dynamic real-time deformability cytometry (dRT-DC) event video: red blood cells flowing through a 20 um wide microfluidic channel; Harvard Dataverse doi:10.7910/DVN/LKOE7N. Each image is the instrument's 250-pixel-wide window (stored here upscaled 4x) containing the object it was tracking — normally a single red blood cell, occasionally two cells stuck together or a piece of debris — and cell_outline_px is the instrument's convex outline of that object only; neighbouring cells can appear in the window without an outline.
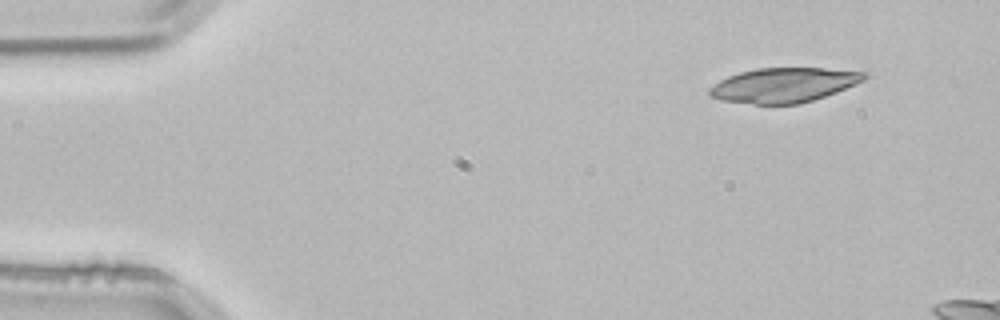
{"species": "common noctule bat (a hibernating species)", "species_latin": "Nyctalus noctula", "temperature_condition": "room temperature", "stored_images_in_passage": 3, "camera_frame_rate_fps": 3000, "um_per_image_px": 0.085, "animal": {"sex": "male", "body_mass_g": 21.5, "forearm_length_mm": 52.0}, "frame": {"image": 1, "passage_image": 1, "time_ms": 0.0, "image_size_px": [1000, 320], "cell_outline_px": [[872, 72], [864, 80], [856, 84], [836, 92], [800, 104], [752, 104], [720, 100], [712, 96], [708, 92], [708, 88], [720, 80], [728, 76], [740, 72], [756, 68], [824, 68]], "centroid_in_image_um": [66.65, 7.22], "position_along_channel_um": 18.4, "area_um2": 31.39}}